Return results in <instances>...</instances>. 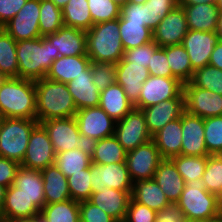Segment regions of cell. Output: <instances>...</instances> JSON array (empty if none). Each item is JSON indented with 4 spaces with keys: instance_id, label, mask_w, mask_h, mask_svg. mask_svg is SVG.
<instances>
[{
    "instance_id": "cell-1",
    "label": "cell",
    "mask_w": 222,
    "mask_h": 222,
    "mask_svg": "<svg viewBox=\"0 0 222 222\" xmlns=\"http://www.w3.org/2000/svg\"><path fill=\"white\" fill-rule=\"evenodd\" d=\"M0 112L5 118L36 119L35 81L0 78Z\"/></svg>"
},
{
    "instance_id": "cell-2",
    "label": "cell",
    "mask_w": 222,
    "mask_h": 222,
    "mask_svg": "<svg viewBox=\"0 0 222 222\" xmlns=\"http://www.w3.org/2000/svg\"><path fill=\"white\" fill-rule=\"evenodd\" d=\"M36 120L75 117L77 112L73 97L65 83L43 78L35 81Z\"/></svg>"
},
{
    "instance_id": "cell-3",
    "label": "cell",
    "mask_w": 222,
    "mask_h": 222,
    "mask_svg": "<svg viewBox=\"0 0 222 222\" xmlns=\"http://www.w3.org/2000/svg\"><path fill=\"white\" fill-rule=\"evenodd\" d=\"M16 55L18 77L34 81L45 78L53 61L60 57L45 36L17 41Z\"/></svg>"
},
{
    "instance_id": "cell-4",
    "label": "cell",
    "mask_w": 222,
    "mask_h": 222,
    "mask_svg": "<svg viewBox=\"0 0 222 222\" xmlns=\"http://www.w3.org/2000/svg\"><path fill=\"white\" fill-rule=\"evenodd\" d=\"M87 56L91 62L117 64L124 54L119 18L92 25L86 31Z\"/></svg>"
},
{
    "instance_id": "cell-5",
    "label": "cell",
    "mask_w": 222,
    "mask_h": 222,
    "mask_svg": "<svg viewBox=\"0 0 222 222\" xmlns=\"http://www.w3.org/2000/svg\"><path fill=\"white\" fill-rule=\"evenodd\" d=\"M178 204L188 219L208 221L222 214V200L208 192L202 180L188 181Z\"/></svg>"
},
{
    "instance_id": "cell-6",
    "label": "cell",
    "mask_w": 222,
    "mask_h": 222,
    "mask_svg": "<svg viewBox=\"0 0 222 222\" xmlns=\"http://www.w3.org/2000/svg\"><path fill=\"white\" fill-rule=\"evenodd\" d=\"M36 119L5 118L0 128V156L21 163Z\"/></svg>"
},
{
    "instance_id": "cell-7",
    "label": "cell",
    "mask_w": 222,
    "mask_h": 222,
    "mask_svg": "<svg viewBox=\"0 0 222 222\" xmlns=\"http://www.w3.org/2000/svg\"><path fill=\"white\" fill-rule=\"evenodd\" d=\"M172 98H185L184 84L177 78L149 75L134 107L141 110Z\"/></svg>"
},
{
    "instance_id": "cell-8",
    "label": "cell",
    "mask_w": 222,
    "mask_h": 222,
    "mask_svg": "<svg viewBox=\"0 0 222 222\" xmlns=\"http://www.w3.org/2000/svg\"><path fill=\"white\" fill-rule=\"evenodd\" d=\"M75 120L80 134L89 144L115 133L116 121L99 106L77 110Z\"/></svg>"
},
{
    "instance_id": "cell-9",
    "label": "cell",
    "mask_w": 222,
    "mask_h": 222,
    "mask_svg": "<svg viewBox=\"0 0 222 222\" xmlns=\"http://www.w3.org/2000/svg\"><path fill=\"white\" fill-rule=\"evenodd\" d=\"M41 124L48 132L55 153L82 149L89 144L80 134L75 117L50 119Z\"/></svg>"
},
{
    "instance_id": "cell-10",
    "label": "cell",
    "mask_w": 222,
    "mask_h": 222,
    "mask_svg": "<svg viewBox=\"0 0 222 222\" xmlns=\"http://www.w3.org/2000/svg\"><path fill=\"white\" fill-rule=\"evenodd\" d=\"M162 159L153 139L128 151L126 164L132 182L152 180Z\"/></svg>"
},
{
    "instance_id": "cell-11",
    "label": "cell",
    "mask_w": 222,
    "mask_h": 222,
    "mask_svg": "<svg viewBox=\"0 0 222 222\" xmlns=\"http://www.w3.org/2000/svg\"><path fill=\"white\" fill-rule=\"evenodd\" d=\"M55 154L48 132L41 123H38L30 134L27 150L20 165L41 171L54 164Z\"/></svg>"
},
{
    "instance_id": "cell-12",
    "label": "cell",
    "mask_w": 222,
    "mask_h": 222,
    "mask_svg": "<svg viewBox=\"0 0 222 222\" xmlns=\"http://www.w3.org/2000/svg\"><path fill=\"white\" fill-rule=\"evenodd\" d=\"M114 136L127 152L150 141L152 136L142 110L134 108L123 119L116 121Z\"/></svg>"
},
{
    "instance_id": "cell-13",
    "label": "cell",
    "mask_w": 222,
    "mask_h": 222,
    "mask_svg": "<svg viewBox=\"0 0 222 222\" xmlns=\"http://www.w3.org/2000/svg\"><path fill=\"white\" fill-rule=\"evenodd\" d=\"M92 193L102 188L132 191L133 182L130 178L126 162L112 164H90Z\"/></svg>"
},
{
    "instance_id": "cell-14",
    "label": "cell",
    "mask_w": 222,
    "mask_h": 222,
    "mask_svg": "<svg viewBox=\"0 0 222 222\" xmlns=\"http://www.w3.org/2000/svg\"><path fill=\"white\" fill-rule=\"evenodd\" d=\"M40 0H27L2 28L17 42L42 37L39 30Z\"/></svg>"
},
{
    "instance_id": "cell-15",
    "label": "cell",
    "mask_w": 222,
    "mask_h": 222,
    "mask_svg": "<svg viewBox=\"0 0 222 222\" xmlns=\"http://www.w3.org/2000/svg\"><path fill=\"white\" fill-rule=\"evenodd\" d=\"M185 110L201 118L222 115V95L199 87L189 82L184 84Z\"/></svg>"
},
{
    "instance_id": "cell-16",
    "label": "cell",
    "mask_w": 222,
    "mask_h": 222,
    "mask_svg": "<svg viewBox=\"0 0 222 222\" xmlns=\"http://www.w3.org/2000/svg\"><path fill=\"white\" fill-rule=\"evenodd\" d=\"M188 30L185 11L178 5L153 30V41L160 47L182 44Z\"/></svg>"
},
{
    "instance_id": "cell-17",
    "label": "cell",
    "mask_w": 222,
    "mask_h": 222,
    "mask_svg": "<svg viewBox=\"0 0 222 222\" xmlns=\"http://www.w3.org/2000/svg\"><path fill=\"white\" fill-rule=\"evenodd\" d=\"M218 42L219 37L216 32L188 30L182 45L188 53L194 71L208 65L214 46Z\"/></svg>"
},
{
    "instance_id": "cell-18",
    "label": "cell",
    "mask_w": 222,
    "mask_h": 222,
    "mask_svg": "<svg viewBox=\"0 0 222 222\" xmlns=\"http://www.w3.org/2000/svg\"><path fill=\"white\" fill-rule=\"evenodd\" d=\"M204 118L182 113V146L181 155L209 156L205 145Z\"/></svg>"
},
{
    "instance_id": "cell-19",
    "label": "cell",
    "mask_w": 222,
    "mask_h": 222,
    "mask_svg": "<svg viewBox=\"0 0 222 222\" xmlns=\"http://www.w3.org/2000/svg\"><path fill=\"white\" fill-rule=\"evenodd\" d=\"M141 110L145 115L148 132L153 137L167 123L181 117L185 111V98H172Z\"/></svg>"
},
{
    "instance_id": "cell-20",
    "label": "cell",
    "mask_w": 222,
    "mask_h": 222,
    "mask_svg": "<svg viewBox=\"0 0 222 222\" xmlns=\"http://www.w3.org/2000/svg\"><path fill=\"white\" fill-rule=\"evenodd\" d=\"M45 37L53 43L55 54L60 56L87 55V36L84 30L63 26Z\"/></svg>"
},
{
    "instance_id": "cell-21",
    "label": "cell",
    "mask_w": 222,
    "mask_h": 222,
    "mask_svg": "<svg viewBox=\"0 0 222 222\" xmlns=\"http://www.w3.org/2000/svg\"><path fill=\"white\" fill-rule=\"evenodd\" d=\"M149 77L148 68L131 62L116 64V82L124 89L127 99L136 104L143 82Z\"/></svg>"
},
{
    "instance_id": "cell-22",
    "label": "cell",
    "mask_w": 222,
    "mask_h": 222,
    "mask_svg": "<svg viewBox=\"0 0 222 222\" xmlns=\"http://www.w3.org/2000/svg\"><path fill=\"white\" fill-rule=\"evenodd\" d=\"M132 191L102 188L93 192L89 201L106 212L115 221L126 217Z\"/></svg>"
},
{
    "instance_id": "cell-23",
    "label": "cell",
    "mask_w": 222,
    "mask_h": 222,
    "mask_svg": "<svg viewBox=\"0 0 222 222\" xmlns=\"http://www.w3.org/2000/svg\"><path fill=\"white\" fill-rule=\"evenodd\" d=\"M66 85L77 110L99 106L100 91L92 82L91 65Z\"/></svg>"
},
{
    "instance_id": "cell-24",
    "label": "cell",
    "mask_w": 222,
    "mask_h": 222,
    "mask_svg": "<svg viewBox=\"0 0 222 222\" xmlns=\"http://www.w3.org/2000/svg\"><path fill=\"white\" fill-rule=\"evenodd\" d=\"M153 179L160 186L169 202L179 201L186 183L170 158H163L160 161Z\"/></svg>"
},
{
    "instance_id": "cell-25",
    "label": "cell",
    "mask_w": 222,
    "mask_h": 222,
    "mask_svg": "<svg viewBox=\"0 0 222 222\" xmlns=\"http://www.w3.org/2000/svg\"><path fill=\"white\" fill-rule=\"evenodd\" d=\"M40 214V209L20 189L11 185L6 189L5 201L0 213V221L32 217Z\"/></svg>"
},
{
    "instance_id": "cell-26",
    "label": "cell",
    "mask_w": 222,
    "mask_h": 222,
    "mask_svg": "<svg viewBox=\"0 0 222 222\" xmlns=\"http://www.w3.org/2000/svg\"><path fill=\"white\" fill-rule=\"evenodd\" d=\"M91 65L87 55L60 56L53 61L46 78L68 84Z\"/></svg>"
},
{
    "instance_id": "cell-27",
    "label": "cell",
    "mask_w": 222,
    "mask_h": 222,
    "mask_svg": "<svg viewBox=\"0 0 222 222\" xmlns=\"http://www.w3.org/2000/svg\"><path fill=\"white\" fill-rule=\"evenodd\" d=\"M12 185L19 188L40 210L46 205L40 170L20 166Z\"/></svg>"
},
{
    "instance_id": "cell-28",
    "label": "cell",
    "mask_w": 222,
    "mask_h": 222,
    "mask_svg": "<svg viewBox=\"0 0 222 222\" xmlns=\"http://www.w3.org/2000/svg\"><path fill=\"white\" fill-rule=\"evenodd\" d=\"M46 204L63 202L71 199L67 177L55 165L41 170Z\"/></svg>"
},
{
    "instance_id": "cell-29",
    "label": "cell",
    "mask_w": 222,
    "mask_h": 222,
    "mask_svg": "<svg viewBox=\"0 0 222 222\" xmlns=\"http://www.w3.org/2000/svg\"><path fill=\"white\" fill-rule=\"evenodd\" d=\"M99 107L115 121L123 119L135 108L117 82L100 92Z\"/></svg>"
},
{
    "instance_id": "cell-30",
    "label": "cell",
    "mask_w": 222,
    "mask_h": 222,
    "mask_svg": "<svg viewBox=\"0 0 222 222\" xmlns=\"http://www.w3.org/2000/svg\"><path fill=\"white\" fill-rule=\"evenodd\" d=\"M152 139L162 158L181 155L182 146V115L167 123Z\"/></svg>"
},
{
    "instance_id": "cell-31",
    "label": "cell",
    "mask_w": 222,
    "mask_h": 222,
    "mask_svg": "<svg viewBox=\"0 0 222 222\" xmlns=\"http://www.w3.org/2000/svg\"><path fill=\"white\" fill-rule=\"evenodd\" d=\"M183 7L189 30L216 32L218 7L212 4H196Z\"/></svg>"
},
{
    "instance_id": "cell-32",
    "label": "cell",
    "mask_w": 222,
    "mask_h": 222,
    "mask_svg": "<svg viewBox=\"0 0 222 222\" xmlns=\"http://www.w3.org/2000/svg\"><path fill=\"white\" fill-rule=\"evenodd\" d=\"M131 198L157 213L169 203L166 195L154 179L134 182Z\"/></svg>"
},
{
    "instance_id": "cell-33",
    "label": "cell",
    "mask_w": 222,
    "mask_h": 222,
    "mask_svg": "<svg viewBox=\"0 0 222 222\" xmlns=\"http://www.w3.org/2000/svg\"><path fill=\"white\" fill-rule=\"evenodd\" d=\"M91 162L96 164H112L126 162L127 151L113 135L91 142Z\"/></svg>"
},
{
    "instance_id": "cell-34",
    "label": "cell",
    "mask_w": 222,
    "mask_h": 222,
    "mask_svg": "<svg viewBox=\"0 0 222 222\" xmlns=\"http://www.w3.org/2000/svg\"><path fill=\"white\" fill-rule=\"evenodd\" d=\"M91 150L88 144L82 149H72L69 151L56 153L54 164L68 178L72 174L81 172V170L90 168Z\"/></svg>"
},
{
    "instance_id": "cell-35",
    "label": "cell",
    "mask_w": 222,
    "mask_h": 222,
    "mask_svg": "<svg viewBox=\"0 0 222 222\" xmlns=\"http://www.w3.org/2000/svg\"><path fill=\"white\" fill-rule=\"evenodd\" d=\"M119 32L124 50L153 41V31L145 23L128 22L124 18H119Z\"/></svg>"
},
{
    "instance_id": "cell-36",
    "label": "cell",
    "mask_w": 222,
    "mask_h": 222,
    "mask_svg": "<svg viewBox=\"0 0 222 222\" xmlns=\"http://www.w3.org/2000/svg\"><path fill=\"white\" fill-rule=\"evenodd\" d=\"M62 14L65 27L88 31L93 25L87 0H69Z\"/></svg>"
},
{
    "instance_id": "cell-37",
    "label": "cell",
    "mask_w": 222,
    "mask_h": 222,
    "mask_svg": "<svg viewBox=\"0 0 222 222\" xmlns=\"http://www.w3.org/2000/svg\"><path fill=\"white\" fill-rule=\"evenodd\" d=\"M166 51V57L169 62L172 74L183 84L189 82L194 70L187 51L182 44L163 47Z\"/></svg>"
},
{
    "instance_id": "cell-38",
    "label": "cell",
    "mask_w": 222,
    "mask_h": 222,
    "mask_svg": "<svg viewBox=\"0 0 222 222\" xmlns=\"http://www.w3.org/2000/svg\"><path fill=\"white\" fill-rule=\"evenodd\" d=\"M18 77L16 41L0 27V78Z\"/></svg>"
},
{
    "instance_id": "cell-39",
    "label": "cell",
    "mask_w": 222,
    "mask_h": 222,
    "mask_svg": "<svg viewBox=\"0 0 222 222\" xmlns=\"http://www.w3.org/2000/svg\"><path fill=\"white\" fill-rule=\"evenodd\" d=\"M40 215L47 222H80L79 202L68 199L63 202L46 204Z\"/></svg>"
},
{
    "instance_id": "cell-40",
    "label": "cell",
    "mask_w": 222,
    "mask_h": 222,
    "mask_svg": "<svg viewBox=\"0 0 222 222\" xmlns=\"http://www.w3.org/2000/svg\"><path fill=\"white\" fill-rule=\"evenodd\" d=\"M185 183L191 180H202L207 165V156L177 155L170 158Z\"/></svg>"
},
{
    "instance_id": "cell-41",
    "label": "cell",
    "mask_w": 222,
    "mask_h": 222,
    "mask_svg": "<svg viewBox=\"0 0 222 222\" xmlns=\"http://www.w3.org/2000/svg\"><path fill=\"white\" fill-rule=\"evenodd\" d=\"M64 26L62 9L50 0H40L39 30L42 37Z\"/></svg>"
},
{
    "instance_id": "cell-42",
    "label": "cell",
    "mask_w": 222,
    "mask_h": 222,
    "mask_svg": "<svg viewBox=\"0 0 222 222\" xmlns=\"http://www.w3.org/2000/svg\"><path fill=\"white\" fill-rule=\"evenodd\" d=\"M189 83L194 87L222 95V70L206 65L194 71Z\"/></svg>"
},
{
    "instance_id": "cell-43",
    "label": "cell",
    "mask_w": 222,
    "mask_h": 222,
    "mask_svg": "<svg viewBox=\"0 0 222 222\" xmlns=\"http://www.w3.org/2000/svg\"><path fill=\"white\" fill-rule=\"evenodd\" d=\"M205 189L222 200V154L207 156V165L202 176Z\"/></svg>"
},
{
    "instance_id": "cell-44",
    "label": "cell",
    "mask_w": 222,
    "mask_h": 222,
    "mask_svg": "<svg viewBox=\"0 0 222 222\" xmlns=\"http://www.w3.org/2000/svg\"><path fill=\"white\" fill-rule=\"evenodd\" d=\"M179 5V0H148L144 3L145 25L152 31L162 18Z\"/></svg>"
},
{
    "instance_id": "cell-45",
    "label": "cell",
    "mask_w": 222,
    "mask_h": 222,
    "mask_svg": "<svg viewBox=\"0 0 222 222\" xmlns=\"http://www.w3.org/2000/svg\"><path fill=\"white\" fill-rule=\"evenodd\" d=\"M204 136L208 154H222V115L204 118Z\"/></svg>"
},
{
    "instance_id": "cell-46",
    "label": "cell",
    "mask_w": 222,
    "mask_h": 222,
    "mask_svg": "<svg viewBox=\"0 0 222 222\" xmlns=\"http://www.w3.org/2000/svg\"><path fill=\"white\" fill-rule=\"evenodd\" d=\"M67 180L72 200L82 202L90 199L92 194L90 168L72 174Z\"/></svg>"
},
{
    "instance_id": "cell-47",
    "label": "cell",
    "mask_w": 222,
    "mask_h": 222,
    "mask_svg": "<svg viewBox=\"0 0 222 222\" xmlns=\"http://www.w3.org/2000/svg\"><path fill=\"white\" fill-rule=\"evenodd\" d=\"M94 24L112 21L120 17V6L112 0H87Z\"/></svg>"
},
{
    "instance_id": "cell-48",
    "label": "cell",
    "mask_w": 222,
    "mask_h": 222,
    "mask_svg": "<svg viewBox=\"0 0 222 222\" xmlns=\"http://www.w3.org/2000/svg\"><path fill=\"white\" fill-rule=\"evenodd\" d=\"M92 82L101 92L116 82V64L91 62Z\"/></svg>"
},
{
    "instance_id": "cell-49",
    "label": "cell",
    "mask_w": 222,
    "mask_h": 222,
    "mask_svg": "<svg viewBox=\"0 0 222 222\" xmlns=\"http://www.w3.org/2000/svg\"><path fill=\"white\" fill-rule=\"evenodd\" d=\"M160 46L154 41L124 51L123 58L119 62H131L133 64L148 67L153 54Z\"/></svg>"
},
{
    "instance_id": "cell-50",
    "label": "cell",
    "mask_w": 222,
    "mask_h": 222,
    "mask_svg": "<svg viewBox=\"0 0 222 222\" xmlns=\"http://www.w3.org/2000/svg\"><path fill=\"white\" fill-rule=\"evenodd\" d=\"M147 68L149 75L176 78L169 67L166 51L163 47H159L153 54H151V60Z\"/></svg>"
},
{
    "instance_id": "cell-51",
    "label": "cell",
    "mask_w": 222,
    "mask_h": 222,
    "mask_svg": "<svg viewBox=\"0 0 222 222\" xmlns=\"http://www.w3.org/2000/svg\"><path fill=\"white\" fill-rule=\"evenodd\" d=\"M80 222H115L106 212L89 200L79 202Z\"/></svg>"
},
{
    "instance_id": "cell-52",
    "label": "cell",
    "mask_w": 222,
    "mask_h": 222,
    "mask_svg": "<svg viewBox=\"0 0 222 222\" xmlns=\"http://www.w3.org/2000/svg\"><path fill=\"white\" fill-rule=\"evenodd\" d=\"M125 218L129 222H157V212L131 198Z\"/></svg>"
},
{
    "instance_id": "cell-53",
    "label": "cell",
    "mask_w": 222,
    "mask_h": 222,
    "mask_svg": "<svg viewBox=\"0 0 222 222\" xmlns=\"http://www.w3.org/2000/svg\"><path fill=\"white\" fill-rule=\"evenodd\" d=\"M20 166L17 161L0 156V185L10 187Z\"/></svg>"
},
{
    "instance_id": "cell-54",
    "label": "cell",
    "mask_w": 222,
    "mask_h": 222,
    "mask_svg": "<svg viewBox=\"0 0 222 222\" xmlns=\"http://www.w3.org/2000/svg\"><path fill=\"white\" fill-rule=\"evenodd\" d=\"M26 2L27 0H0V27L15 17Z\"/></svg>"
},
{
    "instance_id": "cell-55",
    "label": "cell",
    "mask_w": 222,
    "mask_h": 222,
    "mask_svg": "<svg viewBox=\"0 0 222 222\" xmlns=\"http://www.w3.org/2000/svg\"><path fill=\"white\" fill-rule=\"evenodd\" d=\"M128 22L145 23L144 4L126 3L120 7V17Z\"/></svg>"
},
{
    "instance_id": "cell-56",
    "label": "cell",
    "mask_w": 222,
    "mask_h": 222,
    "mask_svg": "<svg viewBox=\"0 0 222 222\" xmlns=\"http://www.w3.org/2000/svg\"><path fill=\"white\" fill-rule=\"evenodd\" d=\"M184 219V212L179 207L178 202H169L167 206L157 213V220L182 222Z\"/></svg>"
},
{
    "instance_id": "cell-57",
    "label": "cell",
    "mask_w": 222,
    "mask_h": 222,
    "mask_svg": "<svg viewBox=\"0 0 222 222\" xmlns=\"http://www.w3.org/2000/svg\"><path fill=\"white\" fill-rule=\"evenodd\" d=\"M208 65L222 70V41L214 46Z\"/></svg>"
},
{
    "instance_id": "cell-58",
    "label": "cell",
    "mask_w": 222,
    "mask_h": 222,
    "mask_svg": "<svg viewBox=\"0 0 222 222\" xmlns=\"http://www.w3.org/2000/svg\"><path fill=\"white\" fill-rule=\"evenodd\" d=\"M218 0H179V6H192L196 4L217 5Z\"/></svg>"
},
{
    "instance_id": "cell-59",
    "label": "cell",
    "mask_w": 222,
    "mask_h": 222,
    "mask_svg": "<svg viewBox=\"0 0 222 222\" xmlns=\"http://www.w3.org/2000/svg\"><path fill=\"white\" fill-rule=\"evenodd\" d=\"M216 33L218 34L219 41H222V10H219L218 12Z\"/></svg>"
},
{
    "instance_id": "cell-60",
    "label": "cell",
    "mask_w": 222,
    "mask_h": 222,
    "mask_svg": "<svg viewBox=\"0 0 222 222\" xmlns=\"http://www.w3.org/2000/svg\"><path fill=\"white\" fill-rule=\"evenodd\" d=\"M6 222H37V215L32 217L9 219Z\"/></svg>"
},
{
    "instance_id": "cell-61",
    "label": "cell",
    "mask_w": 222,
    "mask_h": 222,
    "mask_svg": "<svg viewBox=\"0 0 222 222\" xmlns=\"http://www.w3.org/2000/svg\"><path fill=\"white\" fill-rule=\"evenodd\" d=\"M6 189L7 188L5 186L0 185V213H1V210H2L3 205H4Z\"/></svg>"
},
{
    "instance_id": "cell-62",
    "label": "cell",
    "mask_w": 222,
    "mask_h": 222,
    "mask_svg": "<svg viewBox=\"0 0 222 222\" xmlns=\"http://www.w3.org/2000/svg\"><path fill=\"white\" fill-rule=\"evenodd\" d=\"M50 1H52L57 7L62 9L69 0H50Z\"/></svg>"
},
{
    "instance_id": "cell-63",
    "label": "cell",
    "mask_w": 222,
    "mask_h": 222,
    "mask_svg": "<svg viewBox=\"0 0 222 222\" xmlns=\"http://www.w3.org/2000/svg\"><path fill=\"white\" fill-rule=\"evenodd\" d=\"M112 1L121 7V6H124L128 0H112Z\"/></svg>"
},
{
    "instance_id": "cell-64",
    "label": "cell",
    "mask_w": 222,
    "mask_h": 222,
    "mask_svg": "<svg viewBox=\"0 0 222 222\" xmlns=\"http://www.w3.org/2000/svg\"><path fill=\"white\" fill-rule=\"evenodd\" d=\"M148 0H128L127 3L144 4Z\"/></svg>"
},
{
    "instance_id": "cell-65",
    "label": "cell",
    "mask_w": 222,
    "mask_h": 222,
    "mask_svg": "<svg viewBox=\"0 0 222 222\" xmlns=\"http://www.w3.org/2000/svg\"><path fill=\"white\" fill-rule=\"evenodd\" d=\"M182 222H207L205 220H197V219H188L185 218Z\"/></svg>"
},
{
    "instance_id": "cell-66",
    "label": "cell",
    "mask_w": 222,
    "mask_h": 222,
    "mask_svg": "<svg viewBox=\"0 0 222 222\" xmlns=\"http://www.w3.org/2000/svg\"><path fill=\"white\" fill-rule=\"evenodd\" d=\"M207 222H222V214L215 219L208 220Z\"/></svg>"
},
{
    "instance_id": "cell-67",
    "label": "cell",
    "mask_w": 222,
    "mask_h": 222,
    "mask_svg": "<svg viewBox=\"0 0 222 222\" xmlns=\"http://www.w3.org/2000/svg\"><path fill=\"white\" fill-rule=\"evenodd\" d=\"M37 222H47L40 214L37 215Z\"/></svg>"
},
{
    "instance_id": "cell-68",
    "label": "cell",
    "mask_w": 222,
    "mask_h": 222,
    "mask_svg": "<svg viewBox=\"0 0 222 222\" xmlns=\"http://www.w3.org/2000/svg\"><path fill=\"white\" fill-rule=\"evenodd\" d=\"M4 119H5V116L0 112V128L2 126Z\"/></svg>"
},
{
    "instance_id": "cell-69",
    "label": "cell",
    "mask_w": 222,
    "mask_h": 222,
    "mask_svg": "<svg viewBox=\"0 0 222 222\" xmlns=\"http://www.w3.org/2000/svg\"><path fill=\"white\" fill-rule=\"evenodd\" d=\"M217 7H218V10H222V0H218Z\"/></svg>"
},
{
    "instance_id": "cell-70",
    "label": "cell",
    "mask_w": 222,
    "mask_h": 222,
    "mask_svg": "<svg viewBox=\"0 0 222 222\" xmlns=\"http://www.w3.org/2000/svg\"><path fill=\"white\" fill-rule=\"evenodd\" d=\"M115 222H129V221L126 218H124V219H120V220L115 221Z\"/></svg>"
},
{
    "instance_id": "cell-71",
    "label": "cell",
    "mask_w": 222,
    "mask_h": 222,
    "mask_svg": "<svg viewBox=\"0 0 222 222\" xmlns=\"http://www.w3.org/2000/svg\"><path fill=\"white\" fill-rule=\"evenodd\" d=\"M157 222H169V221H164V220H157Z\"/></svg>"
}]
</instances>
